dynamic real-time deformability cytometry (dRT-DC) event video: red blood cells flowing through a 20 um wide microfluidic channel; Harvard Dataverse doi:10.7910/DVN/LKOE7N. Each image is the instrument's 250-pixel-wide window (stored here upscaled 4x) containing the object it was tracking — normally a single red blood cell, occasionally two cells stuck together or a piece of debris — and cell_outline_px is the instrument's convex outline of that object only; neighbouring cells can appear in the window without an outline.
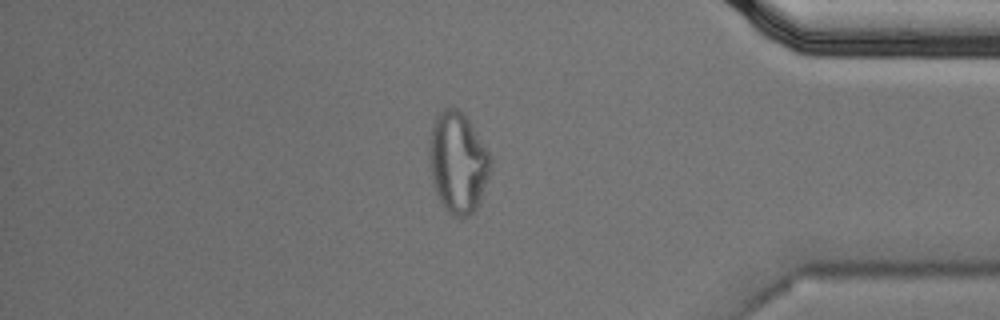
{"species": "Egyptian fruit bat (a non-hibernating species)", "species_latin": "Rousettus aegyptiacus", "temperature_condition": "cold", "stored_images_in_passage": 57, "camera_frame_rate_fps": 3000, "um_per_image_px": 0.085, "animal": {"sex": "male"}, "frame": {"image": 1, "passage_image": 49, "time_ms": 16.0, "image_size_px": [1000, 320], "cell_outline_px": [[492, 168], [480, 204], [472, 216], [452, 216], [444, 208], [432, 184], [428, 160], [428, 140], [432, 124], [440, 112], [444, 108], [460, 108], [468, 120], [488, 152], [492, 160]], "centroid_in_image_um": [38.91, 13.85], "position_along_channel_um": 396.3, "area_um2": 36.65}, "authors_computed_cell_mechanics": {"area_um2": 22.6576, "velocity_mm_per_s": 3.5407, "shape_relaxation_time_tau1_ms": null, "shape_relaxation_time_tau2_ms": 1.8496, "deformation_change_tau1": null, "deformation_change_tau2": 0.0883}}